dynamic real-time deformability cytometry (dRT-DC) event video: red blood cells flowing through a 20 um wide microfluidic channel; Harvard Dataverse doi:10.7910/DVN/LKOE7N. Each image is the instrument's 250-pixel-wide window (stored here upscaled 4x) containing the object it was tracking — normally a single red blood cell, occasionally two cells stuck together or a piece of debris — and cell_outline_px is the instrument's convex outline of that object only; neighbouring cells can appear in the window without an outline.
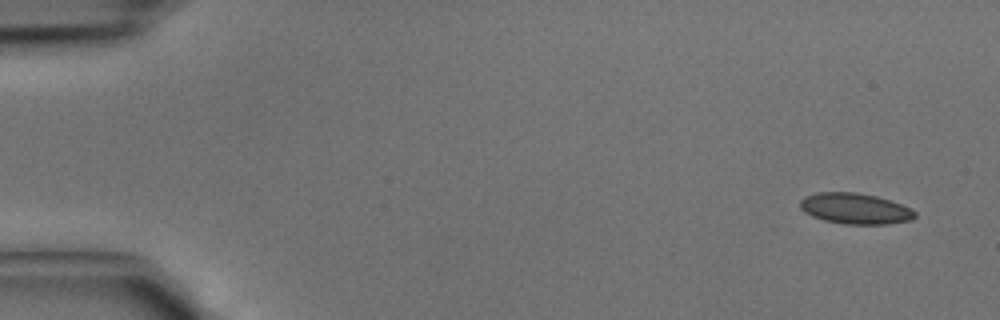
{"species": "common noctule bat (a hibernating species)", "species_latin": "Nyctalus noctula", "temperature_condition": "cold", "stored_images_in_passage": 41, "camera_frame_rate_fps": 3000, "um_per_image_px": 0.085, "animal": {"sex": "male", "body_mass_g": 15.6}, "frame": {"image": 1, "passage_image": 1, "time_ms": 0.0, "image_size_px": [1000, 320], "cell_outline_px": [[916, 216], [912, 220], [888, 224], [844, 224], [824, 220], [812, 216], [804, 212], [800, 208], [800, 200], [804, 196], [816, 192], [856, 192], [876, 196], [900, 204], [916, 212]], "centroid_in_image_um": [72.65, 17.73], "position_along_channel_um": 12.3, "area_um2": 20.63}}
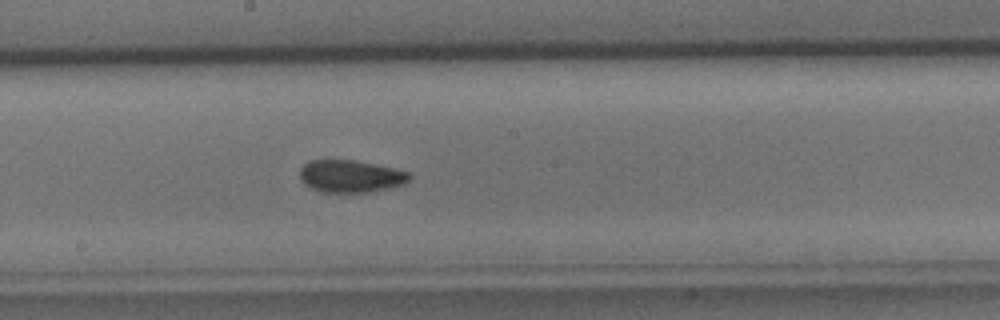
{"frame": {"image": 2, "passage_image": 22, "time_ms": 7.0, "image_size_px": [1000, 320], "cell_outline_px": [[412, 176], [404, 184], [388, 188], [368, 192], [320, 192], [304, 184], [300, 180], [300, 168], [308, 160], [352, 160], [396, 168], [408, 172]], "centroid_in_image_um": [29.78, 14.98], "position_along_channel_um": 218.4, "area_um2": 20.69}}
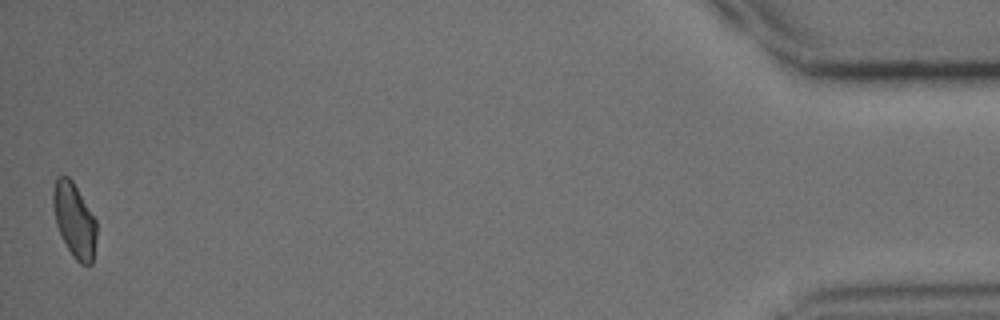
{"frame": {"image": 3, "passage_image": 41, "time_ms": 13.333, "image_size_px": [1000, 320], "cell_outline_px": [[96, 236], [92, 264], [80, 264], [72, 256], [56, 224], [52, 204], [52, 188], [56, 176], [68, 176], [72, 180], [96, 220]], "centroid_in_image_um": [6.3, 18.68], "position_along_channel_um": 428.9, "area_um2": 18.73}}